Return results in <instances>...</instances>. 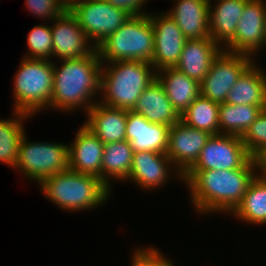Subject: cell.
<instances>
[{
  "label": "cell",
  "instance_id": "13",
  "mask_svg": "<svg viewBox=\"0 0 266 266\" xmlns=\"http://www.w3.org/2000/svg\"><path fill=\"white\" fill-rule=\"evenodd\" d=\"M52 22V61L79 59L96 50L69 9Z\"/></svg>",
  "mask_w": 266,
  "mask_h": 266
},
{
  "label": "cell",
  "instance_id": "22",
  "mask_svg": "<svg viewBox=\"0 0 266 266\" xmlns=\"http://www.w3.org/2000/svg\"><path fill=\"white\" fill-rule=\"evenodd\" d=\"M226 103L255 105L266 109V72L256 60L242 73L230 89Z\"/></svg>",
  "mask_w": 266,
  "mask_h": 266
},
{
  "label": "cell",
  "instance_id": "5",
  "mask_svg": "<svg viewBox=\"0 0 266 266\" xmlns=\"http://www.w3.org/2000/svg\"><path fill=\"white\" fill-rule=\"evenodd\" d=\"M14 73L13 111L33 118L48 110L53 94L54 67L52 60L20 59Z\"/></svg>",
  "mask_w": 266,
  "mask_h": 266
},
{
  "label": "cell",
  "instance_id": "26",
  "mask_svg": "<svg viewBox=\"0 0 266 266\" xmlns=\"http://www.w3.org/2000/svg\"><path fill=\"white\" fill-rule=\"evenodd\" d=\"M133 149L127 140L105 144L102 158V181L111 189L117 180L126 181L131 172Z\"/></svg>",
  "mask_w": 266,
  "mask_h": 266
},
{
  "label": "cell",
  "instance_id": "35",
  "mask_svg": "<svg viewBox=\"0 0 266 266\" xmlns=\"http://www.w3.org/2000/svg\"><path fill=\"white\" fill-rule=\"evenodd\" d=\"M258 173L266 179V152H264L258 159Z\"/></svg>",
  "mask_w": 266,
  "mask_h": 266
},
{
  "label": "cell",
  "instance_id": "36",
  "mask_svg": "<svg viewBox=\"0 0 266 266\" xmlns=\"http://www.w3.org/2000/svg\"><path fill=\"white\" fill-rule=\"evenodd\" d=\"M60 1L67 9H70L75 3L83 0H60Z\"/></svg>",
  "mask_w": 266,
  "mask_h": 266
},
{
  "label": "cell",
  "instance_id": "29",
  "mask_svg": "<svg viewBox=\"0 0 266 266\" xmlns=\"http://www.w3.org/2000/svg\"><path fill=\"white\" fill-rule=\"evenodd\" d=\"M219 104L199 95L180 115V120L188 126L210 133L219 134Z\"/></svg>",
  "mask_w": 266,
  "mask_h": 266
},
{
  "label": "cell",
  "instance_id": "37",
  "mask_svg": "<svg viewBox=\"0 0 266 266\" xmlns=\"http://www.w3.org/2000/svg\"><path fill=\"white\" fill-rule=\"evenodd\" d=\"M265 9H266V0H265ZM265 47H266V25H265Z\"/></svg>",
  "mask_w": 266,
  "mask_h": 266
},
{
  "label": "cell",
  "instance_id": "23",
  "mask_svg": "<svg viewBox=\"0 0 266 266\" xmlns=\"http://www.w3.org/2000/svg\"><path fill=\"white\" fill-rule=\"evenodd\" d=\"M132 110L155 124L171 127L180 121V115L174 109L157 79L143 91Z\"/></svg>",
  "mask_w": 266,
  "mask_h": 266
},
{
  "label": "cell",
  "instance_id": "31",
  "mask_svg": "<svg viewBox=\"0 0 266 266\" xmlns=\"http://www.w3.org/2000/svg\"><path fill=\"white\" fill-rule=\"evenodd\" d=\"M241 140L249 155L256 160L266 152V109L261 111Z\"/></svg>",
  "mask_w": 266,
  "mask_h": 266
},
{
  "label": "cell",
  "instance_id": "24",
  "mask_svg": "<svg viewBox=\"0 0 266 266\" xmlns=\"http://www.w3.org/2000/svg\"><path fill=\"white\" fill-rule=\"evenodd\" d=\"M156 79L179 115L200 95V83L176 68L158 70Z\"/></svg>",
  "mask_w": 266,
  "mask_h": 266
},
{
  "label": "cell",
  "instance_id": "7",
  "mask_svg": "<svg viewBox=\"0 0 266 266\" xmlns=\"http://www.w3.org/2000/svg\"><path fill=\"white\" fill-rule=\"evenodd\" d=\"M22 137L14 170L39 184L43 179L69 169L68 144L60 142H33Z\"/></svg>",
  "mask_w": 266,
  "mask_h": 266
},
{
  "label": "cell",
  "instance_id": "10",
  "mask_svg": "<svg viewBox=\"0 0 266 266\" xmlns=\"http://www.w3.org/2000/svg\"><path fill=\"white\" fill-rule=\"evenodd\" d=\"M265 25V1L248 0L239 19L234 38L223 50L255 58L259 51L265 48Z\"/></svg>",
  "mask_w": 266,
  "mask_h": 266
},
{
  "label": "cell",
  "instance_id": "25",
  "mask_svg": "<svg viewBox=\"0 0 266 266\" xmlns=\"http://www.w3.org/2000/svg\"><path fill=\"white\" fill-rule=\"evenodd\" d=\"M239 221L266 226V179L259 173L249 183L240 204L230 214Z\"/></svg>",
  "mask_w": 266,
  "mask_h": 266
},
{
  "label": "cell",
  "instance_id": "9",
  "mask_svg": "<svg viewBox=\"0 0 266 266\" xmlns=\"http://www.w3.org/2000/svg\"><path fill=\"white\" fill-rule=\"evenodd\" d=\"M254 60L250 55L222 50L200 83V95L218 104L225 103L232 86Z\"/></svg>",
  "mask_w": 266,
  "mask_h": 266
},
{
  "label": "cell",
  "instance_id": "19",
  "mask_svg": "<svg viewBox=\"0 0 266 266\" xmlns=\"http://www.w3.org/2000/svg\"><path fill=\"white\" fill-rule=\"evenodd\" d=\"M209 1L173 0L175 5L166 10V13L176 22L187 40L210 37Z\"/></svg>",
  "mask_w": 266,
  "mask_h": 266
},
{
  "label": "cell",
  "instance_id": "8",
  "mask_svg": "<svg viewBox=\"0 0 266 266\" xmlns=\"http://www.w3.org/2000/svg\"><path fill=\"white\" fill-rule=\"evenodd\" d=\"M69 10L95 48L132 17L105 0L79 1Z\"/></svg>",
  "mask_w": 266,
  "mask_h": 266
},
{
  "label": "cell",
  "instance_id": "1",
  "mask_svg": "<svg viewBox=\"0 0 266 266\" xmlns=\"http://www.w3.org/2000/svg\"><path fill=\"white\" fill-rule=\"evenodd\" d=\"M258 173L257 160L251 158L242 168L231 170H188L183 183L198 215L231 214L240 204L247 187Z\"/></svg>",
  "mask_w": 266,
  "mask_h": 266
},
{
  "label": "cell",
  "instance_id": "20",
  "mask_svg": "<svg viewBox=\"0 0 266 266\" xmlns=\"http://www.w3.org/2000/svg\"><path fill=\"white\" fill-rule=\"evenodd\" d=\"M222 50L211 37L186 40L175 68L201 83Z\"/></svg>",
  "mask_w": 266,
  "mask_h": 266
},
{
  "label": "cell",
  "instance_id": "32",
  "mask_svg": "<svg viewBox=\"0 0 266 266\" xmlns=\"http://www.w3.org/2000/svg\"><path fill=\"white\" fill-rule=\"evenodd\" d=\"M149 246V247H148ZM147 248L133 249L130 266H175L173 260L166 258L159 248L148 245ZM142 248V249H141Z\"/></svg>",
  "mask_w": 266,
  "mask_h": 266
},
{
  "label": "cell",
  "instance_id": "11",
  "mask_svg": "<svg viewBox=\"0 0 266 266\" xmlns=\"http://www.w3.org/2000/svg\"><path fill=\"white\" fill-rule=\"evenodd\" d=\"M252 157L241 137L212 135L189 170H231L242 168Z\"/></svg>",
  "mask_w": 266,
  "mask_h": 266
},
{
  "label": "cell",
  "instance_id": "33",
  "mask_svg": "<svg viewBox=\"0 0 266 266\" xmlns=\"http://www.w3.org/2000/svg\"><path fill=\"white\" fill-rule=\"evenodd\" d=\"M25 8L44 22L53 21L67 10L60 0H25Z\"/></svg>",
  "mask_w": 266,
  "mask_h": 266
},
{
  "label": "cell",
  "instance_id": "34",
  "mask_svg": "<svg viewBox=\"0 0 266 266\" xmlns=\"http://www.w3.org/2000/svg\"><path fill=\"white\" fill-rule=\"evenodd\" d=\"M114 7L127 11L132 16H144L149 14L144 8L150 0H105ZM144 8V9H143ZM145 11V12H144Z\"/></svg>",
  "mask_w": 266,
  "mask_h": 266
},
{
  "label": "cell",
  "instance_id": "12",
  "mask_svg": "<svg viewBox=\"0 0 266 266\" xmlns=\"http://www.w3.org/2000/svg\"><path fill=\"white\" fill-rule=\"evenodd\" d=\"M172 176L183 182V175L174 167L166 153L136 151L133 152L131 172L126 182H133L143 191H155L167 185Z\"/></svg>",
  "mask_w": 266,
  "mask_h": 266
},
{
  "label": "cell",
  "instance_id": "4",
  "mask_svg": "<svg viewBox=\"0 0 266 266\" xmlns=\"http://www.w3.org/2000/svg\"><path fill=\"white\" fill-rule=\"evenodd\" d=\"M157 71L146 61L103 63L101 70L102 104L132 110L143 91L156 80Z\"/></svg>",
  "mask_w": 266,
  "mask_h": 266
},
{
  "label": "cell",
  "instance_id": "17",
  "mask_svg": "<svg viewBox=\"0 0 266 266\" xmlns=\"http://www.w3.org/2000/svg\"><path fill=\"white\" fill-rule=\"evenodd\" d=\"M168 139L169 126L151 123L133 110H127L126 140L130 142L133 152L166 153Z\"/></svg>",
  "mask_w": 266,
  "mask_h": 266
},
{
  "label": "cell",
  "instance_id": "28",
  "mask_svg": "<svg viewBox=\"0 0 266 266\" xmlns=\"http://www.w3.org/2000/svg\"><path fill=\"white\" fill-rule=\"evenodd\" d=\"M263 109L255 105L219 104V134L242 136Z\"/></svg>",
  "mask_w": 266,
  "mask_h": 266
},
{
  "label": "cell",
  "instance_id": "14",
  "mask_svg": "<svg viewBox=\"0 0 266 266\" xmlns=\"http://www.w3.org/2000/svg\"><path fill=\"white\" fill-rule=\"evenodd\" d=\"M152 13L148 14L154 29V55L151 64L156 71L175 68L187 39L166 12Z\"/></svg>",
  "mask_w": 266,
  "mask_h": 266
},
{
  "label": "cell",
  "instance_id": "18",
  "mask_svg": "<svg viewBox=\"0 0 266 266\" xmlns=\"http://www.w3.org/2000/svg\"><path fill=\"white\" fill-rule=\"evenodd\" d=\"M84 124L105 145L126 140L127 110L96 102L86 113Z\"/></svg>",
  "mask_w": 266,
  "mask_h": 266
},
{
  "label": "cell",
  "instance_id": "30",
  "mask_svg": "<svg viewBox=\"0 0 266 266\" xmlns=\"http://www.w3.org/2000/svg\"><path fill=\"white\" fill-rule=\"evenodd\" d=\"M27 52L23 55L27 59L51 60L52 58V32L51 25L34 26L27 36Z\"/></svg>",
  "mask_w": 266,
  "mask_h": 266
},
{
  "label": "cell",
  "instance_id": "15",
  "mask_svg": "<svg viewBox=\"0 0 266 266\" xmlns=\"http://www.w3.org/2000/svg\"><path fill=\"white\" fill-rule=\"evenodd\" d=\"M212 135L188 126L181 120L169 127L166 155L180 174L184 175L196 162Z\"/></svg>",
  "mask_w": 266,
  "mask_h": 266
},
{
  "label": "cell",
  "instance_id": "21",
  "mask_svg": "<svg viewBox=\"0 0 266 266\" xmlns=\"http://www.w3.org/2000/svg\"><path fill=\"white\" fill-rule=\"evenodd\" d=\"M247 1L214 0L215 4L209 1V34L222 49L234 38Z\"/></svg>",
  "mask_w": 266,
  "mask_h": 266
},
{
  "label": "cell",
  "instance_id": "16",
  "mask_svg": "<svg viewBox=\"0 0 266 266\" xmlns=\"http://www.w3.org/2000/svg\"><path fill=\"white\" fill-rule=\"evenodd\" d=\"M68 144L69 169L99 177L102 180L104 144L84 124Z\"/></svg>",
  "mask_w": 266,
  "mask_h": 266
},
{
  "label": "cell",
  "instance_id": "6",
  "mask_svg": "<svg viewBox=\"0 0 266 266\" xmlns=\"http://www.w3.org/2000/svg\"><path fill=\"white\" fill-rule=\"evenodd\" d=\"M102 63L114 61L152 62L154 29L149 15L132 16L97 48Z\"/></svg>",
  "mask_w": 266,
  "mask_h": 266
},
{
  "label": "cell",
  "instance_id": "3",
  "mask_svg": "<svg viewBox=\"0 0 266 266\" xmlns=\"http://www.w3.org/2000/svg\"><path fill=\"white\" fill-rule=\"evenodd\" d=\"M38 186L45 198L58 209L71 213L103 206L112 191L99 177L71 169L43 179Z\"/></svg>",
  "mask_w": 266,
  "mask_h": 266
},
{
  "label": "cell",
  "instance_id": "27",
  "mask_svg": "<svg viewBox=\"0 0 266 266\" xmlns=\"http://www.w3.org/2000/svg\"><path fill=\"white\" fill-rule=\"evenodd\" d=\"M12 116L6 120L0 118V162L15 168L20 143L25 134V121L31 116L11 110Z\"/></svg>",
  "mask_w": 266,
  "mask_h": 266
},
{
  "label": "cell",
  "instance_id": "2",
  "mask_svg": "<svg viewBox=\"0 0 266 266\" xmlns=\"http://www.w3.org/2000/svg\"><path fill=\"white\" fill-rule=\"evenodd\" d=\"M57 62L53 61V94L48 110L51 108V111L53 109L69 114L83 110L86 114L99 101L101 94L103 63L97 49L79 59H63Z\"/></svg>",
  "mask_w": 266,
  "mask_h": 266
}]
</instances>
